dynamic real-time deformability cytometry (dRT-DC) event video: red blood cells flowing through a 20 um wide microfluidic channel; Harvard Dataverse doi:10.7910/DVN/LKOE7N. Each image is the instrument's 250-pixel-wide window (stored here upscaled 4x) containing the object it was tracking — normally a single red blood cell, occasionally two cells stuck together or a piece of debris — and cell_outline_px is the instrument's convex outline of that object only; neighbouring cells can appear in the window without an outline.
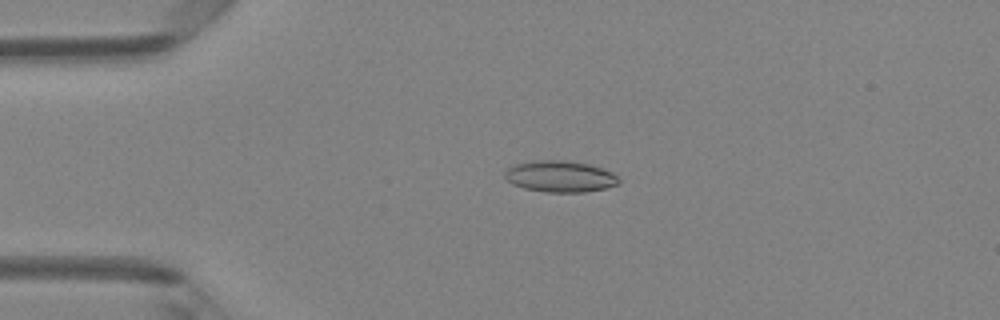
{"species": "Egyptian fruit bat (a non-hibernating species)", "species_latin": "Rousettus aegyptiacus", "temperature_condition": "room temperature", "stored_images_in_passage": 48, "camera_frame_rate_fps": 3000, "um_per_image_px": 0.085, "animal": {"sex": "female"}, "frame": {"image": 1, "passage_image": 11, "time_ms": 3.333, "image_size_px": [1000, 320], "cell_outline_px": [[620, 184], [608, 188], [584, 192], [544, 192], [524, 188], [512, 184], [504, 176], [504, 172], [512, 164], [532, 160], [568, 160], [588, 164], [612, 172], [620, 180]], "centroid_in_image_um": [47.59, 14.99], "position_along_channel_um": 37.4, "area_um2": 21.1}}
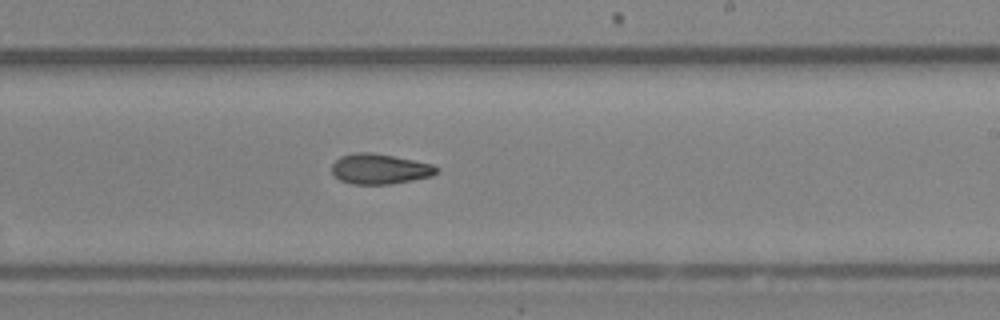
{"frame": {"image": 2, "passage_image": 29, "time_ms": 9.333, "image_size_px": [1000, 320], "cell_outline_px": [[440, 172], [432, 176], [392, 184], [352, 184], [340, 180], [332, 172], [332, 164], [340, 156], [352, 152], [368, 152], [392, 156], [432, 164], [440, 168]], "centroid_in_image_um": [32.29, 14.36], "position_along_channel_um": 256.7, "area_um2": 18.5}}
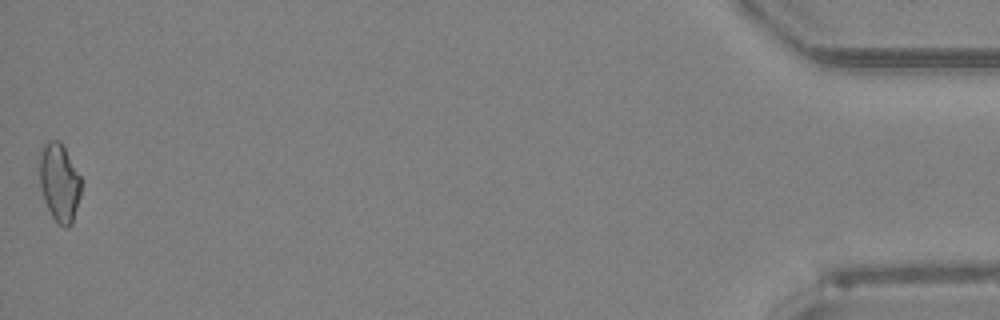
{"frame": {"image": 3, "passage_image": 48, "time_ms": 15.667, "image_size_px": [1000, 320], "cell_outline_px": [[80, 196], [72, 224], [68, 228], [64, 228], [52, 216], [44, 200], [40, 188], [40, 152], [44, 144], [48, 140], [56, 140], [64, 148], [80, 176]], "centroid_in_image_um": [5.04, 15.54], "position_along_channel_um": 430.2, "area_um2": 18.61}, "authors_computed_cell_mechanics": {"area_um2": 18.8139, "velocity_mm_per_s": 4.2257, "shape_relaxation_time_tau1_ms": 9.9331, "shape_relaxation_time_tau2_ms": 4.441, "deformation_change_tau1": 0.2068, "deformation_change_tau2": 0.1191}}